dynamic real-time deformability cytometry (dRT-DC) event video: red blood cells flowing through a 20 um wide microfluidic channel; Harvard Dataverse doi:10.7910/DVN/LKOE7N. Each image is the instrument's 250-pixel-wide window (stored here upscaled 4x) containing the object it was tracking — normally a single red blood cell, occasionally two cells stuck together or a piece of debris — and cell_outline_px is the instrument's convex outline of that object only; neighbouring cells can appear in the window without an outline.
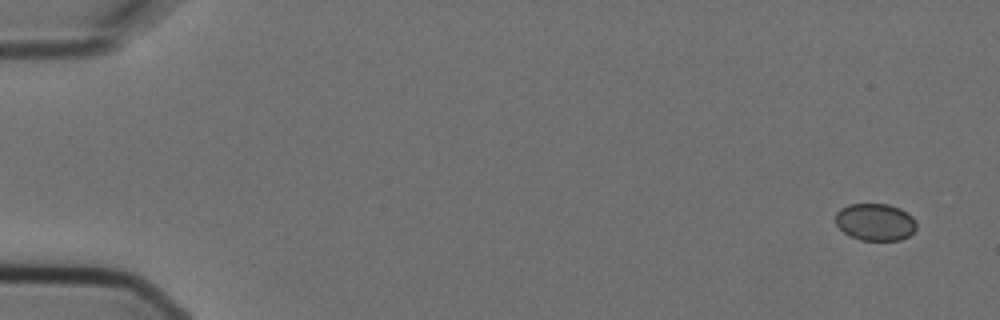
{"species": "Egyptian fruit bat (a non-hibernating species)", "species_latin": "Rousettus aegyptiacus", "temperature_condition": "cold", "stored_images_in_passage": 6, "camera_frame_rate_fps": 3000, "um_per_image_px": 0.085, "animal": {"sex": "female"}, "frame": {"image": 1, "passage_image": 1, "time_ms": 0.0, "image_size_px": [1000, 320], "cell_outline_px": [[916, 228], [908, 236], [900, 240], [860, 240], [848, 236], [836, 224], [836, 212], [840, 208], [848, 204], [888, 204], [900, 208], [908, 212], [916, 220]], "centroid_in_image_um": [74.39, 18.86], "position_along_channel_um": 10.6, "area_um2": 17.69}}
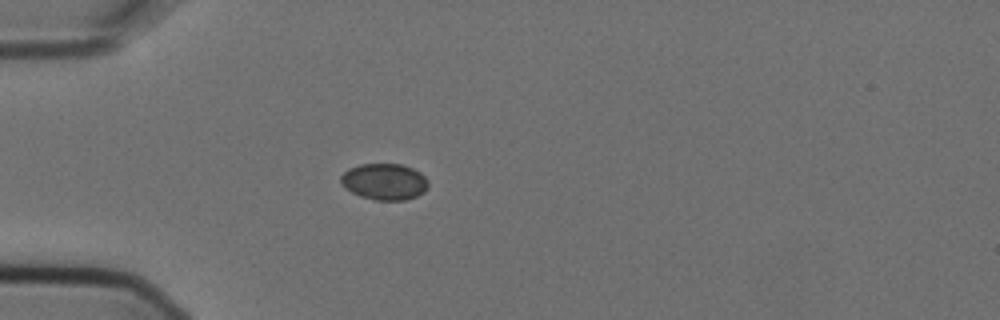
{"frame": {"image": 2, "passage_image": 5, "time_ms": 1.333, "image_size_px": [1000, 320], "cell_outline_px": [[428, 188], [424, 192], [416, 196], [404, 200], [372, 200], [360, 196], [352, 192], [340, 180], [340, 176], [348, 168], [360, 164], [400, 164], [412, 168], [420, 172], [428, 180]], "centroid_in_image_um": [32.69, 15.44], "position_along_channel_um": 52.3, "area_um2": 18.5}}